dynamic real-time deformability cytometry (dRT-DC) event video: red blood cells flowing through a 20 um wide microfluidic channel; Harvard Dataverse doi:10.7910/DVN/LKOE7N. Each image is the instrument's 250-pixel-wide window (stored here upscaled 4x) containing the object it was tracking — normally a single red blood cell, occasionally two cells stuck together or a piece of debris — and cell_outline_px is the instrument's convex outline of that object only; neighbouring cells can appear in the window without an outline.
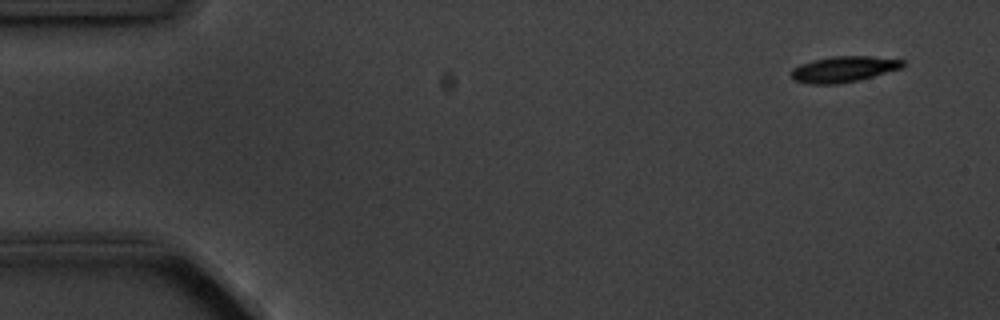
{"species": "common noctule bat (a hibernating species)", "species_latin": "Nyctalus noctula", "temperature_condition": "cold", "stored_images_in_passage": 4, "camera_frame_rate_fps": 3000, "um_per_image_px": 0.085, "animal": {"sex": "male", "body_mass_g": 20.1, "forearm_length_mm": 53.5}, "frame": {"image": 1, "passage_image": 1, "time_ms": 0.0, "image_size_px": [1000, 320], "cell_outline_px": [[904, 68], [856, 80], [836, 84], [812, 84], [792, 80], [788, 72], [792, 68], [800, 64], [812, 60], [832, 56], [872, 56], [904, 60]], "centroid_in_image_um": [71.66, 5.87], "position_along_channel_um": 13.3, "area_um2": 16.94}}
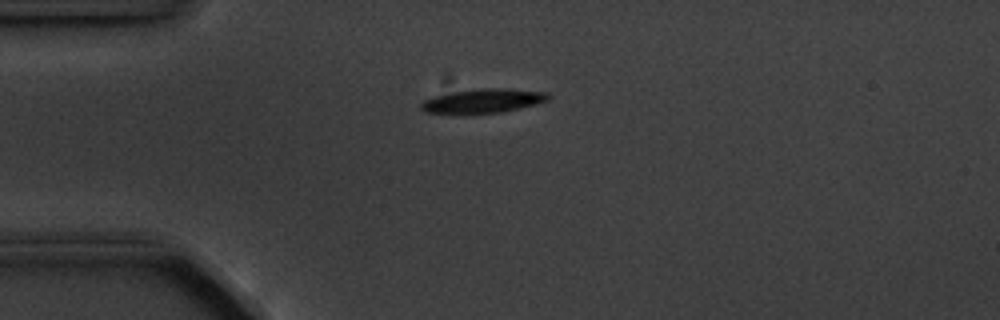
{"frame": {"image": 2, "passage_image": 4, "time_ms": 3.333, "image_size_px": [1000, 320], "cell_outline_px": [[552, 96], [548, 100], [536, 104], [500, 112], [424, 112], [420, 108], [420, 104], [424, 100], [436, 96], [456, 92], [480, 88], [508, 88], [548, 92]], "centroid_in_image_um": [41.15, 8.54], "position_along_channel_um": 43.8, "area_um2": 17.28}}